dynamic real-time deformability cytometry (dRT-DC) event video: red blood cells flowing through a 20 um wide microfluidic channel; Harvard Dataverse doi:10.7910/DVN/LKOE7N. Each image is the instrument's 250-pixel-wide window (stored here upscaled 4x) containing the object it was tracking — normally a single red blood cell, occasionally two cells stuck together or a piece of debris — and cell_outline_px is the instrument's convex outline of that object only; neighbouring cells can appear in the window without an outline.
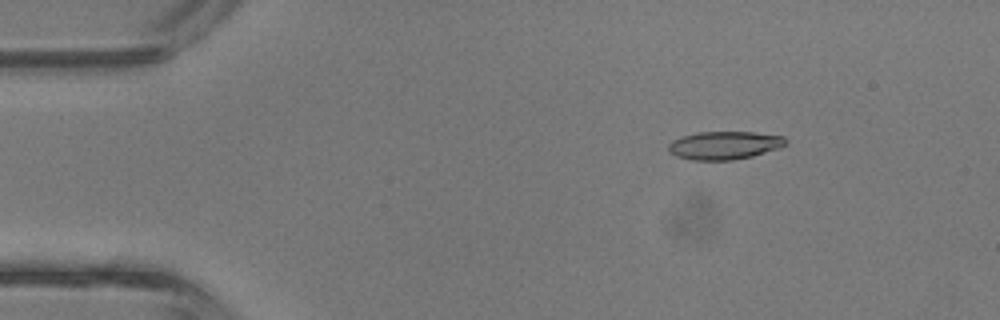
{"species": "common noctule bat (a hibernating species)", "species_latin": "Nyctalus noctula", "temperature_condition": "room temperature", "stored_images_in_passage": 38, "camera_frame_rate_fps": 3000, "um_per_image_px": 0.085, "animal": {"sex": "male", "body_mass_g": 13.3}, "frame": {"image": 1, "passage_image": 2, "time_ms": 0.333, "image_size_px": [1000, 320], "cell_outline_px": [[788, 144], [780, 148], [752, 156], [732, 160], [692, 160], [676, 156], [668, 152], [668, 144], [672, 140], [680, 136], [696, 132], [752, 132], [784, 136], [788, 140]], "centroid_in_image_um": [61.57, 12.35], "position_along_channel_um": 23.4, "area_um2": 19.48}}
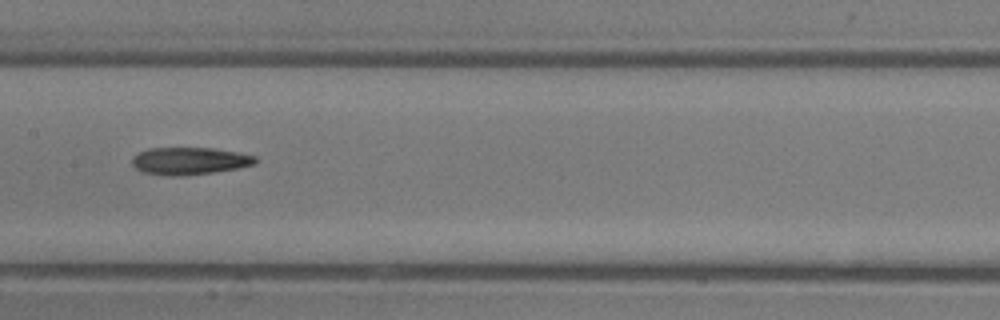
{"frame": {"image": 2, "passage_image": 17, "time_ms": 5.333, "image_size_px": [1000, 320], "cell_outline_px": [[260, 160], [256, 164], [240, 168], [212, 172], [180, 176], [168, 176], [140, 172], [132, 164], [132, 156], [148, 148], [212, 148], [240, 152], [256, 156]], "centroid_in_image_um": [16.14, 13.68], "position_along_channel_um": 191.3, "area_um2": 19.94}}
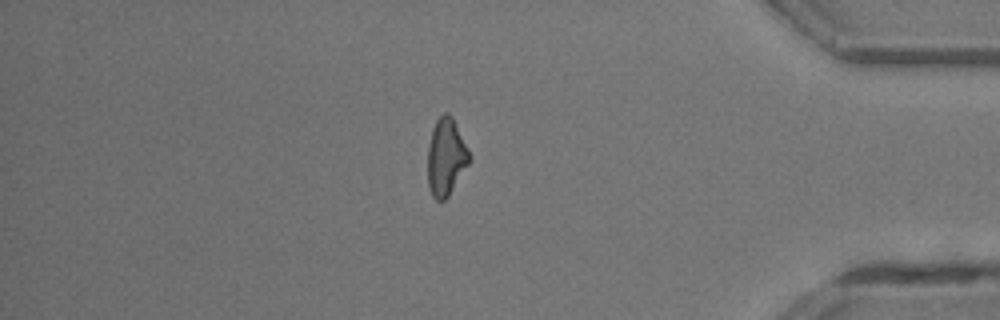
{"frame": {"image": 3, "passage_image": 32, "time_ms": 10.333, "image_size_px": [1000, 320], "cell_outline_px": [[472, 160], [448, 196], [444, 200], [436, 200], [432, 196], [428, 184], [428, 144], [432, 128], [436, 120], [444, 112], [448, 112], [452, 116], [472, 156]], "centroid_in_image_um": [37.92, 13.33], "position_along_channel_um": 397.3, "area_um2": 18.96}, "authors_computed_cell_mechanics": {"area_um2": 19.5075, "velocity_mm_per_s": 4.8383, "shape_relaxation_time_tau1_ms": 6.4884, "shape_relaxation_time_tau2_ms": 6.1176, "deformation_change_tau1": 0.2116, "deformation_change_tau2": 0.1852}}